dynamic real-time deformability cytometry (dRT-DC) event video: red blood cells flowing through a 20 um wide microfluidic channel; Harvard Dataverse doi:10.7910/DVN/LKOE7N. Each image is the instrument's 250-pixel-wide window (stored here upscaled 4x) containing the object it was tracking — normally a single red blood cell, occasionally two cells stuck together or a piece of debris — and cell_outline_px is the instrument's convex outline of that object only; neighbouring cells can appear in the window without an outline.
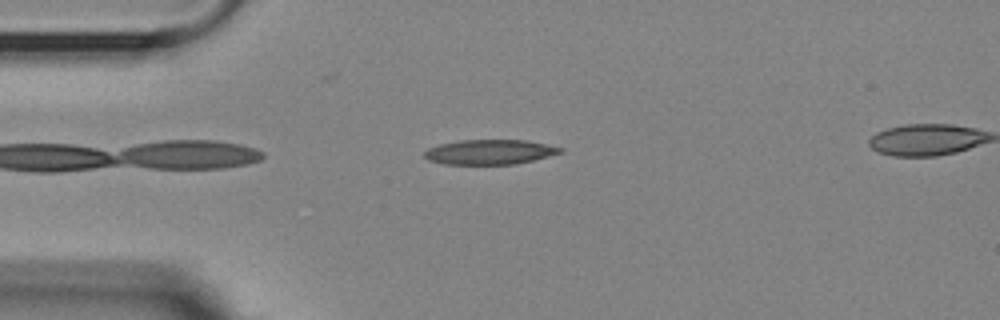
{"species": "Egyptian fruit bat (a non-hibernating species)", "species_latin": "Rousettus aegyptiacus", "temperature_condition": "room temperature", "stored_images_in_passage": 35, "camera_frame_rate_fps": 3000, "um_per_image_px": 0.085, "animal": {"sex": "female"}, "frame": {"image": 1, "passage_image": 1, "time_ms": 0.0, "image_size_px": [1000, 320], "cell_outline_px": [[564, 152], [516, 164], [444, 164], [428, 160], [424, 156], [424, 152], [428, 148], [440, 144], [460, 140], [524, 140], [564, 148]], "centroid_in_image_um": [41.61, 12.92], "position_along_channel_um": 43.4, "area_um2": 19.54}}
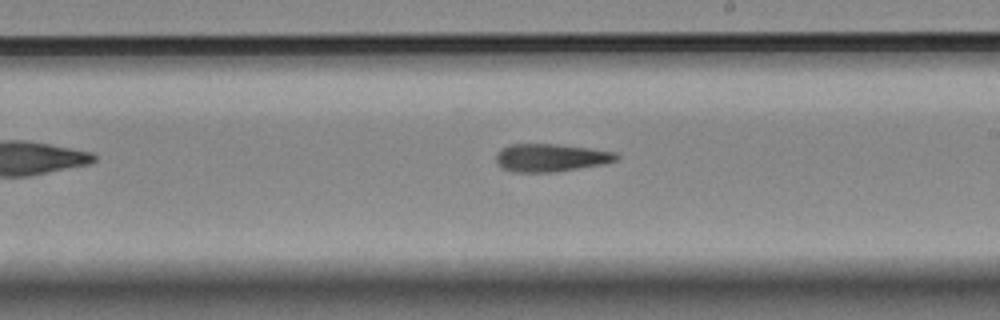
{"frame": {"image": 2, "passage_image": 19, "time_ms": 6.0, "image_size_px": [1000, 320], "cell_outline_px": [[620, 156], [616, 160], [604, 164], [556, 172], [512, 172], [500, 168], [496, 164], [496, 156], [504, 148], [512, 144], [556, 144], [588, 148], [616, 152]], "centroid_in_image_um": [46.82, 13.42], "position_along_channel_um": 242.2, "area_um2": 19.54}}
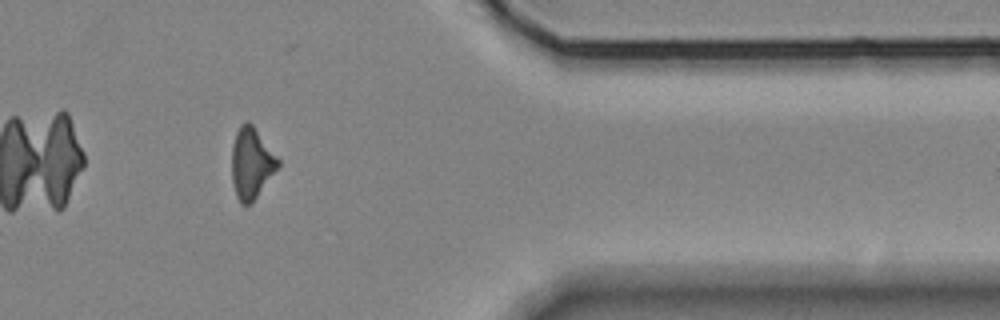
{"frame": {"image": 3, "passage_image": 33, "time_ms": 10.667, "image_size_px": [1000, 320], "cell_outline_px": [[280, 164], [252, 204], [240, 204], [236, 196], [232, 184], [232, 144], [236, 132], [240, 124], [244, 120], [248, 120], [252, 124], [280, 160]], "centroid_in_image_um": [21.35, 13.87], "position_along_channel_um": 390.0, "area_um2": 19.25}}